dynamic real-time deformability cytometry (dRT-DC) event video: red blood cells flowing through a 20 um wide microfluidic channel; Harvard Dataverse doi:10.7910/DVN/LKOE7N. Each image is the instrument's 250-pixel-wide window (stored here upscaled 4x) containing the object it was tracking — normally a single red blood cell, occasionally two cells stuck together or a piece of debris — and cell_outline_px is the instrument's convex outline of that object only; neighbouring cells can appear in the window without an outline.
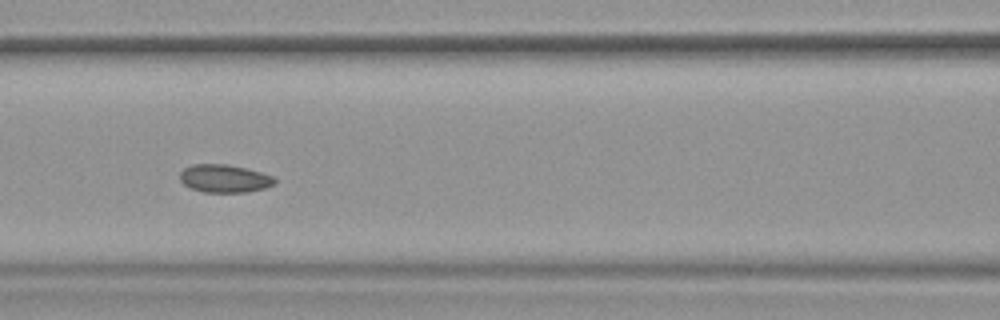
{"species": "common noctule bat (a hibernating species)", "species_latin": "Nyctalus noctula", "temperature_condition": "warm", "stored_images_in_passage": 53, "camera_frame_rate_fps": 3000, "um_per_image_px": 0.085, "animal": {"sex": "female", "body_mass_g": 19.9}, "frame": {"image": 1, "passage_image": 23, "time_ms": 7.333, "image_size_px": [1000, 320], "cell_outline_px": [[276, 184], [264, 188], [248, 192], [204, 192], [192, 188], [184, 184], [180, 180], [180, 172], [184, 168], [192, 164], [224, 164], [244, 168], [260, 172], [272, 176], [276, 180]], "centroid_in_image_um": [19.07, 15.17], "position_along_channel_um": 147.5, "area_um2": 15.32}}